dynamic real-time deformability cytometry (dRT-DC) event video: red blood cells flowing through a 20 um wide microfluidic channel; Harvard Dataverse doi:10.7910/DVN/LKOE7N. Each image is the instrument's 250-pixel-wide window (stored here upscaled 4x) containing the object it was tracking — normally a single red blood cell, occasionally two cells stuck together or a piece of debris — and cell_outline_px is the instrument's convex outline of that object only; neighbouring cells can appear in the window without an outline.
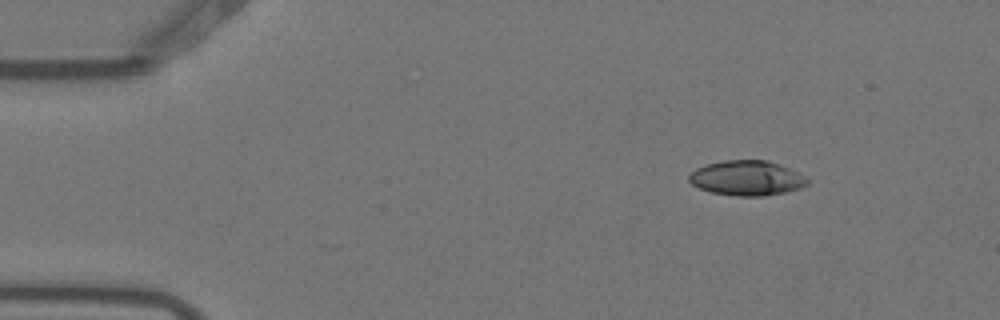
{"species": "Egyptian fruit bat (a non-hibernating species)", "species_latin": "Rousettus aegyptiacus", "temperature_condition": "warm", "stored_images_in_passage": 4, "camera_frame_rate_fps": 3000, "um_per_image_px": 0.085, "animal": {"sex": "female"}, "frame": {"image": 1, "passage_image": 2, "time_ms": 0.333, "image_size_px": [1000, 320], "cell_outline_px": [[808, 184], [800, 188], [784, 192], [764, 196], [736, 196], [712, 192], [700, 188], [692, 184], [688, 180], [688, 176], [696, 168], [708, 164], [724, 160], [768, 160], [788, 168], [804, 176], [808, 180]], "centroid_in_image_um": [63.46, 15.14], "position_along_channel_um": 21.5, "area_um2": 23.87}}
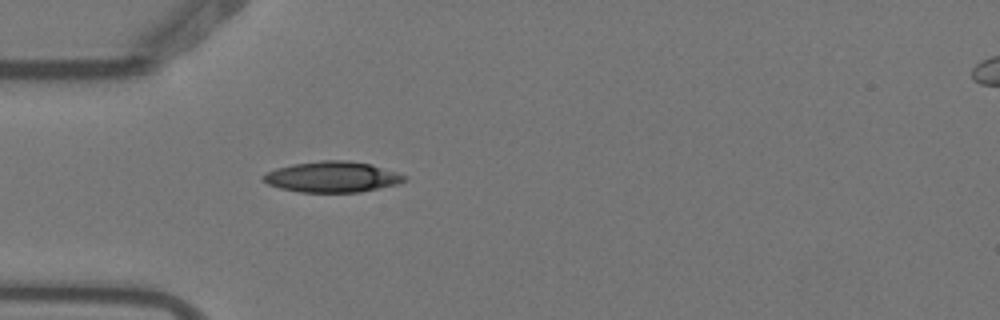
{"frame": {"image": 2, "passage_image": 4, "time_ms": 1.0, "image_size_px": [1000, 320], "cell_outline_px": [[408, 176], [404, 180], [396, 184], [380, 188], [360, 192], [300, 192], [280, 188], [268, 184], [264, 180], [264, 176], [268, 172], [276, 168], [292, 164], [320, 160], [344, 160], [372, 164]], "centroid_in_image_um": [28.25, 15.03], "position_along_channel_um": 56.7, "area_um2": 25.14}}